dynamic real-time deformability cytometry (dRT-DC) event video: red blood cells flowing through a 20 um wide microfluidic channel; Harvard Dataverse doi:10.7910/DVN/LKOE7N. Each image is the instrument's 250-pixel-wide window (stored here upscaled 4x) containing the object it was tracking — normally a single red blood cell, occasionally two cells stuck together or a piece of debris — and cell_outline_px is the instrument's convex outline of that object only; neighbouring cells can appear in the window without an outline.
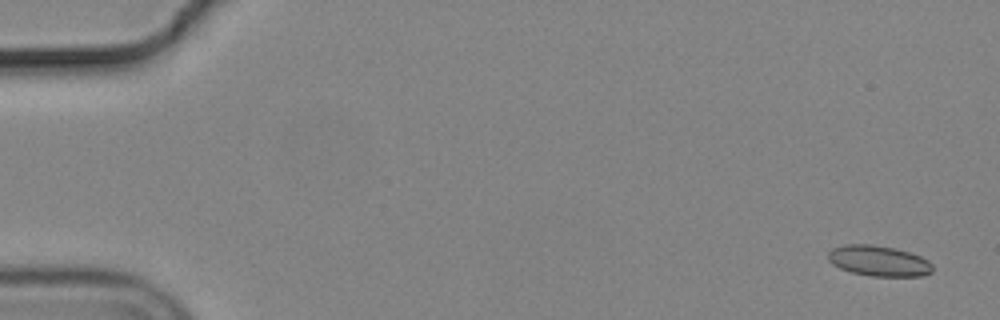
{"species": "common noctule bat (a hibernating species)", "species_latin": "Nyctalus noctula", "temperature_condition": "cold", "stored_images_in_passage": 57, "camera_frame_rate_fps": 3000, "um_per_image_px": 0.085, "animal": {"sex": "male", "body_mass_g": 19.2, "forearm_length_mm": 51.8}, "frame": {"image": 1, "passage_image": 2, "time_ms": 0.333, "image_size_px": [1000, 320], "cell_outline_px": [[932, 272], [924, 276], [872, 276], [852, 272], [840, 268], [832, 264], [828, 260], [828, 252], [832, 248], [844, 244], [872, 244], [892, 248], [908, 252], [920, 256], [928, 260], [932, 264]], "centroid_in_image_um": [74.68, 22.17], "position_along_channel_um": 10.3, "area_um2": 18.61}}
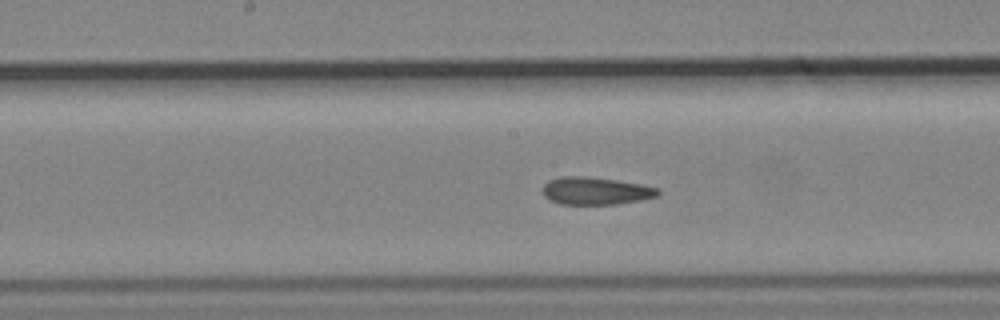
{"frame": {"image": 2, "passage_image": 29, "time_ms": 9.333, "image_size_px": [1000, 320], "cell_outline_px": [[660, 196], [640, 200], [616, 204], [560, 204], [544, 196], [544, 184], [548, 180], [560, 176], [584, 176], [616, 180], [640, 184], [660, 188]], "centroid_in_image_um": [50.66, 16.22], "position_along_channel_um": 197.5, "area_um2": 18.5}}
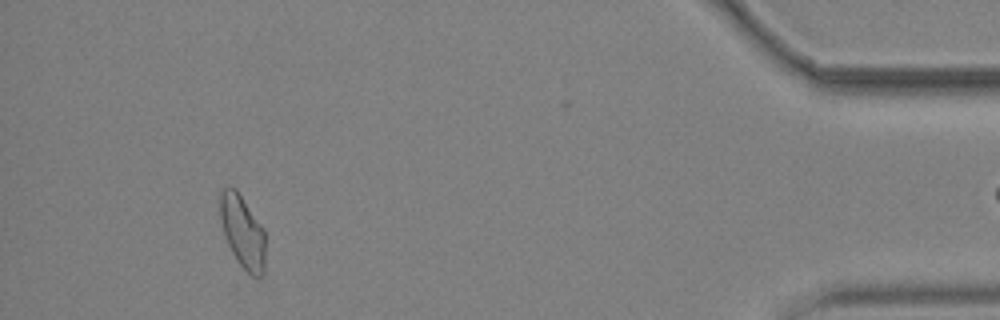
{"frame": {"image": 3, "passage_image": 52, "time_ms": 17.0, "image_size_px": [1000, 320], "cell_outline_px": [[264, 276], [252, 276], [236, 260], [228, 244], [224, 232], [220, 216], [220, 192], [224, 188], [236, 188], [264, 228]], "centroid_in_image_um": [20.63, 19.69], "position_along_channel_um": 414.6, "area_um2": 18.96}, "authors_computed_cell_mechanics": {"area_um2": 18.8428, "velocity_mm_per_s": 3.6736, "shape_relaxation_time_tau1_ms": null, "shape_relaxation_time_tau2_ms": 2.8902, "deformation_change_tau1": null, "deformation_change_tau2": 0.1092}}